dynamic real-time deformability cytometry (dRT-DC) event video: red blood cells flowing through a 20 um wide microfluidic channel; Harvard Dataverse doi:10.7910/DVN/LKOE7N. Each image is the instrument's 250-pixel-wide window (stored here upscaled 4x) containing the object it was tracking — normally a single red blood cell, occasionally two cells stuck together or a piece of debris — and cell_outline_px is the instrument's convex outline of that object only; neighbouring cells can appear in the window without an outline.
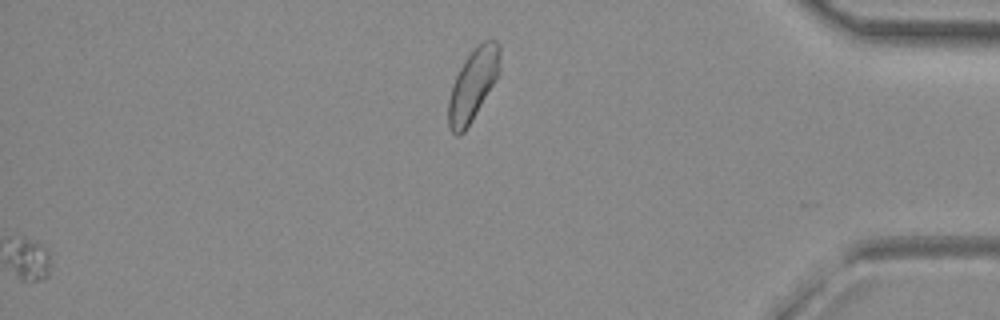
{"species": "common noctule bat (a hibernating species)", "species_latin": "Nyctalus noctula", "temperature_condition": "room temperature", "stored_images_in_passage": 42, "segment_of_instrument_passage": [2, 2], "camera_frame_rate_fps": 3000, "um_per_image_px": 0.085, "animal": {"sex": "female", "body_mass_g": 29.2, "forearm_length_mm": 56.3}, "frame": {"image": 1, "passage_image": 42, "time_ms": 13.667, "image_size_px": [1000, 320], "cell_outline_px": [[500, 72], [496, 80], [472, 120], [464, 132], [456, 136], [448, 128], [448, 100], [452, 84], [464, 60], [488, 36], [492, 36], [500, 44]], "centroid_in_image_um": [40.22, 7.18], "position_along_channel_um": 395.0, "area_um2": 21.62}}